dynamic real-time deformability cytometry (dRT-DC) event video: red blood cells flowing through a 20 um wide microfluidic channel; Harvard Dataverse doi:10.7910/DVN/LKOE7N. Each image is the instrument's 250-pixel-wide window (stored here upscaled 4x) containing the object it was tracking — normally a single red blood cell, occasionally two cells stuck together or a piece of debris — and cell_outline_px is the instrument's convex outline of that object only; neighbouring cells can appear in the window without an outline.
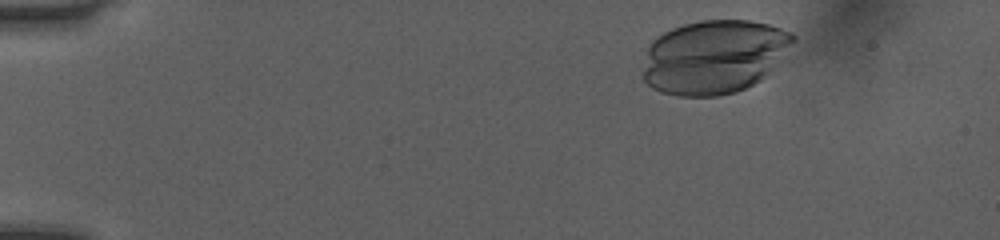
{"species": "human", "species_latin": "Homo sapiens", "temperature_condition": "room temperature", "stored_images_in_passage": 40, "camera_frame_rate_fps": 3000, "um_per_image_px": 0.085, "donor": {"sex": "female"}, "frame": {"image": 1, "passage_image": 3, "time_ms": 0.667, "image_size_px": [1000, 240], "cell_outline_px": [[796, 40], [764, 76], [760, 80], [736, 92], [716, 96], [676, 96], [660, 92], [652, 88], [644, 80], [644, 68], [648, 48], [652, 40], [664, 32], [672, 28], [684, 24], [700, 20], [752, 20], [768, 24], [792, 32], [796, 36]], "centroid_in_image_um": [60.68, 4.82], "position_along_channel_um": 24.3, "area_um2": 64.33}}